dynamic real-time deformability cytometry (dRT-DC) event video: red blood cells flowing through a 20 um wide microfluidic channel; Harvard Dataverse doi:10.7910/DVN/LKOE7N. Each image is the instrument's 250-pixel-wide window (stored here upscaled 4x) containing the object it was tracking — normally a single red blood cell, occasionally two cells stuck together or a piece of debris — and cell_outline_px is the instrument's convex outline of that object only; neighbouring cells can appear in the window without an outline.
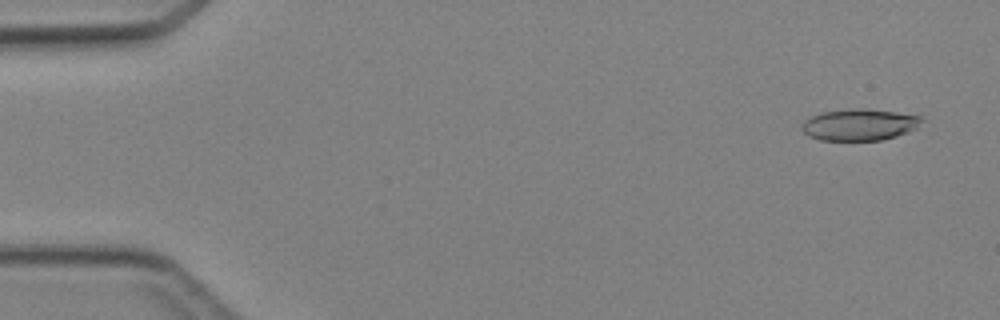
{"species": "Egyptian fruit bat (a non-hibernating species)", "species_latin": "Rousettus aegyptiacus", "temperature_condition": "cold", "stored_images_in_passage": 46, "camera_frame_rate_fps": 3000, "um_per_image_px": 0.085, "animal": {"sex": "female"}, "frame": {"image": 1, "passage_image": 3, "time_ms": 0.667, "image_size_px": [1000, 320], "cell_outline_px": [[924, 120], [916, 128], [908, 132], [896, 136], [880, 140], [820, 140], [808, 136], [804, 132], [804, 120], [820, 112], [856, 108], [860, 108], [896, 112], [920, 116]], "centroid_in_image_um": [73.07, 10.6], "position_along_channel_um": 11.9, "area_um2": 21.85}}
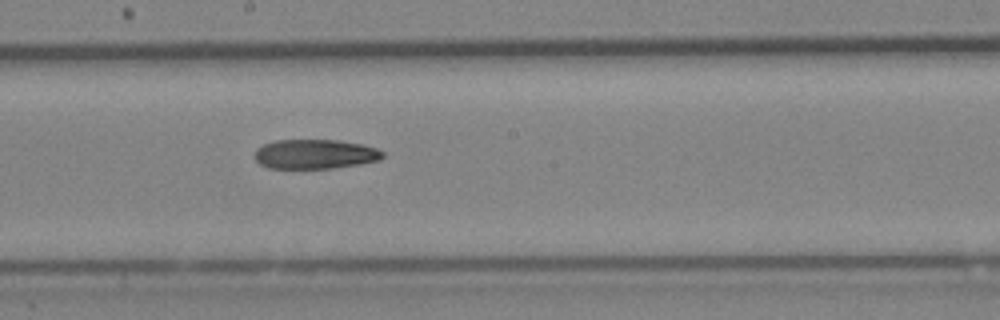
{"frame": {"image": 2, "passage_image": 26, "time_ms": 8.333, "image_size_px": [1000, 320], "cell_outline_px": [[384, 156], [380, 160], [360, 164], [332, 168], [268, 168], [260, 164], [252, 156], [256, 148], [264, 144], [276, 140], [340, 140], [364, 144], [376, 148], [384, 152]], "centroid_in_image_um": [26.77, 13.09], "position_along_channel_um": 221.4, "area_um2": 22.25}}
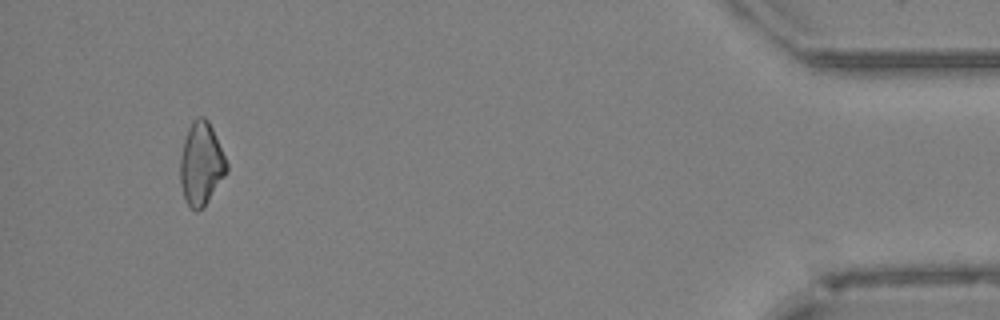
{"frame": {"image": 3, "passage_image": 44, "time_ms": 14.333, "image_size_px": [1000, 320], "cell_outline_px": [[228, 172], [204, 208], [196, 212], [188, 204], [184, 196], [180, 184], [180, 156], [184, 140], [188, 128], [192, 120], [200, 116], [204, 116], [208, 120], [212, 128], [228, 164]], "centroid_in_image_um": [17.1, 13.94], "position_along_channel_um": 418.1, "area_um2": 22.6}}